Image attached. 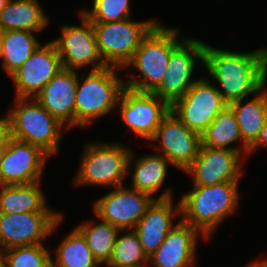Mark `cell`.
Returning <instances> with one entry per match:
<instances>
[{
  "label": "cell",
  "instance_id": "cell-16",
  "mask_svg": "<svg viewBox=\"0 0 267 267\" xmlns=\"http://www.w3.org/2000/svg\"><path fill=\"white\" fill-rule=\"evenodd\" d=\"M63 68L53 41L40 45L10 77L16 86V97L34 98Z\"/></svg>",
  "mask_w": 267,
  "mask_h": 267
},
{
  "label": "cell",
  "instance_id": "cell-22",
  "mask_svg": "<svg viewBox=\"0 0 267 267\" xmlns=\"http://www.w3.org/2000/svg\"><path fill=\"white\" fill-rule=\"evenodd\" d=\"M49 19L38 0H9L0 13V22L4 31L24 30L41 32Z\"/></svg>",
  "mask_w": 267,
  "mask_h": 267
},
{
  "label": "cell",
  "instance_id": "cell-20",
  "mask_svg": "<svg viewBox=\"0 0 267 267\" xmlns=\"http://www.w3.org/2000/svg\"><path fill=\"white\" fill-rule=\"evenodd\" d=\"M170 199H155L138 221L134 231L139 237L144 253L149 258L164 241L173 225V218L181 216L180 202L174 206Z\"/></svg>",
  "mask_w": 267,
  "mask_h": 267
},
{
  "label": "cell",
  "instance_id": "cell-35",
  "mask_svg": "<svg viewBox=\"0 0 267 267\" xmlns=\"http://www.w3.org/2000/svg\"><path fill=\"white\" fill-rule=\"evenodd\" d=\"M6 149H7V146H0V162L3 159V156H4Z\"/></svg>",
  "mask_w": 267,
  "mask_h": 267
},
{
  "label": "cell",
  "instance_id": "cell-27",
  "mask_svg": "<svg viewBox=\"0 0 267 267\" xmlns=\"http://www.w3.org/2000/svg\"><path fill=\"white\" fill-rule=\"evenodd\" d=\"M52 267H99L84 236L74 228L56 249Z\"/></svg>",
  "mask_w": 267,
  "mask_h": 267
},
{
  "label": "cell",
  "instance_id": "cell-29",
  "mask_svg": "<svg viewBox=\"0 0 267 267\" xmlns=\"http://www.w3.org/2000/svg\"><path fill=\"white\" fill-rule=\"evenodd\" d=\"M116 237L111 258L107 267H148L149 258L144 253L140 240L134 229H129L123 235Z\"/></svg>",
  "mask_w": 267,
  "mask_h": 267
},
{
  "label": "cell",
  "instance_id": "cell-26",
  "mask_svg": "<svg viewBox=\"0 0 267 267\" xmlns=\"http://www.w3.org/2000/svg\"><path fill=\"white\" fill-rule=\"evenodd\" d=\"M34 33L36 32L24 30L4 31L1 36L3 45V58L1 61L3 69L8 76L21 67L41 45Z\"/></svg>",
  "mask_w": 267,
  "mask_h": 267
},
{
  "label": "cell",
  "instance_id": "cell-38",
  "mask_svg": "<svg viewBox=\"0 0 267 267\" xmlns=\"http://www.w3.org/2000/svg\"><path fill=\"white\" fill-rule=\"evenodd\" d=\"M4 34V29L2 27V24L0 22V37Z\"/></svg>",
  "mask_w": 267,
  "mask_h": 267
},
{
  "label": "cell",
  "instance_id": "cell-13",
  "mask_svg": "<svg viewBox=\"0 0 267 267\" xmlns=\"http://www.w3.org/2000/svg\"><path fill=\"white\" fill-rule=\"evenodd\" d=\"M124 123L139 137L151 140L170 105L153 92H140L124 87L118 103Z\"/></svg>",
  "mask_w": 267,
  "mask_h": 267
},
{
  "label": "cell",
  "instance_id": "cell-5",
  "mask_svg": "<svg viewBox=\"0 0 267 267\" xmlns=\"http://www.w3.org/2000/svg\"><path fill=\"white\" fill-rule=\"evenodd\" d=\"M121 69L106 67L90 71L86 78H78L75 96V126L86 127L93 120L109 114L117 107L124 80L116 74Z\"/></svg>",
  "mask_w": 267,
  "mask_h": 267
},
{
  "label": "cell",
  "instance_id": "cell-32",
  "mask_svg": "<svg viewBox=\"0 0 267 267\" xmlns=\"http://www.w3.org/2000/svg\"><path fill=\"white\" fill-rule=\"evenodd\" d=\"M11 138L10 120L8 114L0 118V146H8Z\"/></svg>",
  "mask_w": 267,
  "mask_h": 267
},
{
  "label": "cell",
  "instance_id": "cell-33",
  "mask_svg": "<svg viewBox=\"0 0 267 267\" xmlns=\"http://www.w3.org/2000/svg\"><path fill=\"white\" fill-rule=\"evenodd\" d=\"M263 145L267 146V116L257 141L249 148V154Z\"/></svg>",
  "mask_w": 267,
  "mask_h": 267
},
{
  "label": "cell",
  "instance_id": "cell-31",
  "mask_svg": "<svg viewBox=\"0 0 267 267\" xmlns=\"http://www.w3.org/2000/svg\"><path fill=\"white\" fill-rule=\"evenodd\" d=\"M130 0H93V7L81 12L92 23L121 21L131 17Z\"/></svg>",
  "mask_w": 267,
  "mask_h": 267
},
{
  "label": "cell",
  "instance_id": "cell-24",
  "mask_svg": "<svg viewBox=\"0 0 267 267\" xmlns=\"http://www.w3.org/2000/svg\"><path fill=\"white\" fill-rule=\"evenodd\" d=\"M265 86L245 104L243 99L229 104L233 109L243 142L250 148L258 139L267 116V91Z\"/></svg>",
  "mask_w": 267,
  "mask_h": 267
},
{
  "label": "cell",
  "instance_id": "cell-19",
  "mask_svg": "<svg viewBox=\"0 0 267 267\" xmlns=\"http://www.w3.org/2000/svg\"><path fill=\"white\" fill-rule=\"evenodd\" d=\"M198 229L180 220L170 230L158 249L149 257V265L154 267H192L195 263Z\"/></svg>",
  "mask_w": 267,
  "mask_h": 267
},
{
  "label": "cell",
  "instance_id": "cell-37",
  "mask_svg": "<svg viewBox=\"0 0 267 267\" xmlns=\"http://www.w3.org/2000/svg\"><path fill=\"white\" fill-rule=\"evenodd\" d=\"M0 58H3V45H2L1 37H0Z\"/></svg>",
  "mask_w": 267,
  "mask_h": 267
},
{
  "label": "cell",
  "instance_id": "cell-14",
  "mask_svg": "<svg viewBox=\"0 0 267 267\" xmlns=\"http://www.w3.org/2000/svg\"><path fill=\"white\" fill-rule=\"evenodd\" d=\"M150 141H159L155 150L169 160L172 166L186 171L194 162L201 148V135L191 131L170 111L161 121L154 137Z\"/></svg>",
  "mask_w": 267,
  "mask_h": 267
},
{
  "label": "cell",
  "instance_id": "cell-11",
  "mask_svg": "<svg viewBox=\"0 0 267 267\" xmlns=\"http://www.w3.org/2000/svg\"><path fill=\"white\" fill-rule=\"evenodd\" d=\"M81 26L64 25L61 35L52 40L59 51L63 68L77 71L84 66H92L91 71L108 67L98 50L92 22L79 12Z\"/></svg>",
  "mask_w": 267,
  "mask_h": 267
},
{
  "label": "cell",
  "instance_id": "cell-36",
  "mask_svg": "<svg viewBox=\"0 0 267 267\" xmlns=\"http://www.w3.org/2000/svg\"><path fill=\"white\" fill-rule=\"evenodd\" d=\"M9 0H0V13L4 10Z\"/></svg>",
  "mask_w": 267,
  "mask_h": 267
},
{
  "label": "cell",
  "instance_id": "cell-2",
  "mask_svg": "<svg viewBox=\"0 0 267 267\" xmlns=\"http://www.w3.org/2000/svg\"><path fill=\"white\" fill-rule=\"evenodd\" d=\"M239 183L224 182L210 186H193L180 199L181 220L198 229L207 239L217 226L238 207Z\"/></svg>",
  "mask_w": 267,
  "mask_h": 267
},
{
  "label": "cell",
  "instance_id": "cell-8",
  "mask_svg": "<svg viewBox=\"0 0 267 267\" xmlns=\"http://www.w3.org/2000/svg\"><path fill=\"white\" fill-rule=\"evenodd\" d=\"M172 196L169 189L155 198L148 193L121 185L96 200L93 211L98 219L109 222L120 230H129L137 226L155 199H170Z\"/></svg>",
  "mask_w": 267,
  "mask_h": 267
},
{
  "label": "cell",
  "instance_id": "cell-15",
  "mask_svg": "<svg viewBox=\"0 0 267 267\" xmlns=\"http://www.w3.org/2000/svg\"><path fill=\"white\" fill-rule=\"evenodd\" d=\"M48 157L40 147L10 138L0 162V185H26L41 181Z\"/></svg>",
  "mask_w": 267,
  "mask_h": 267
},
{
  "label": "cell",
  "instance_id": "cell-1",
  "mask_svg": "<svg viewBox=\"0 0 267 267\" xmlns=\"http://www.w3.org/2000/svg\"><path fill=\"white\" fill-rule=\"evenodd\" d=\"M203 65L219 85L217 90L229 105L256 94L267 80V51L233 52L206 44Z\"/></svg>",
  "mask_w": 267,
  "mask_h": 267
},
{
  "label": "cell",
  "instance_id": "cell-25",
  "mask_svg": "<svg viewBox=\"0 0 267 267\" xmlns=\"http://www.w3.org/2000/svg\"><path fill=\"white\" fill-rule=\"evenodd\" d=\"M133 156L134 153L131 152L128 160V174L130 166L134 167L131 188L148 193L153 197L165 181L168 164H172L159 153L143 155L138 159H134Z\"/></svg>",
  "mask_w": 267,
  "mask_h": 267
},
{
  "label": "cell",
  "instance_id": "cell-6",
  "mask_svg": "<svg viewBox=\"0 0 267 267\" xmlns=\"http://www.w3.org/2000/svg\"><path fill=\"white\" fill-rule=\"evenodd\" d=\"M131 149L122 143H89L85 145L80 167L73 184L107 186L123 185L128 174Z\"/></svg>",
  "mask_w": 267,
  "mask_h": 267
},
{
  "label": "cell",
  "instance_id": "cell-12",
  "mask_svg": "<svg viewBox=\"0 0 267 267\" xmlns=\"http://www.w3.org/2000/svg\"><path fill=\"white\" fill-rule=\"evenodd\" d=\"M60 212L0 213V251L43 244L63 220Z\"/></svg>",
  "mask_w": 267,
  "mask_h": 267
},
{
  "label": "cell",
  "instance_id": "cell-23",
  "mask_svg": "<svg viewBox=\"0 0 267 267\" xmlns=\"http://www.w3.org/2000/svg\"><path fill=\"white\" fill-rule=\"evenodd\" d=\"M236 141H240L242 144L236 147H229ZM201 146L213 149L235 150L243 155H249V147L242 140L235 113L229 105L217 115L201 134Z\"/></svg>",
  "mask_w": 267,
  "mask_h": 267
},
{
  "label": "cell",
  "instance_id": "cell-18",
  "mask_svg": "<svg viewBox=\"0 0 267 267\" xmlns=\"http://www.w3.org/2000/svg\"><path fill=\"white\" fill-rule=\"evenodd\" d=\"M78 72L61 68L34 97L54 118L67 129L75 126V96Z\"/></svg>",
  "mask_w": 267,
  "mask_h": 267
},
{
  "label": "cell",
  "instance_id": "cell-7",
  "mask_svg": "<svg viewBox=\"0 0 267 267\" xmlns=\"http://www.w3.org/2000/svg\"><path fill=\"white\" fill-rule=\"evenodd\" d=\"M157 24L130 18L107 23H92L101 57L108 67L124 69L139 48L142 39Z\"/></svg>",
  "mask_w": 267,
  "mask_h": 267
},
{
  "label": "cell",
  "instance_id": "cell-3",
  "mask_svg": "<svg viewBox=\"0 0 267 267\" xmlns=\"http://www.w3.org/2000/svg\"><path fill=\"white\" fill-rule=\"evenodd\" d=\"M179 36V37H178ZM178 28L157 23L142 39L139 48L125 68L138 70L142 79L133 75L125 87L140 92H153L162 82L171 52L184 40Z\"/></svg>",
  "mask_w": 267,
  "mask_h": 267
},
{
  "label": "cell",
  "instance_id": "cell-17",
  "mask_svg": "<svg viewBox=\"0 0 267 267\" xmlns=\"http://www.w3.org/2000/svg\"><path fill=\"white\" fill-rule=\"evenodd\" d=\"M241 155L235 150L201 146L198 156L185 172L193 176V186L239 182L243 172Z\"/></svg>",
  "mask_w": 267,
  "mask_h": 267
},
{
  "label": "cell",
  "instance_id": "cell-9",
  "mask_svg": "<svg viewBox=\"0 0 267 267\" xmlns=\"http://www.w3.org/2000/svg\"><path fill=\"white\" fill-rule=\"evenodd\" d=\"M228 104L207 78L197 79L171 106L172 111L191 131L202 134Z\"/></svg>",
  "mask_w": 267,
  "mask_h": 267
},
{
  "label": "cell",
  "instance_id": "cell-21",
  "mask_svg": "<svg viewBox=\"0 0 267 267\" xmlns=\"http://www.w3.org/2000/svg\"><path fill=\"white\" fill-rule=\"evenodd\" d=\"M0 185V213L58 212L46 206V196L39 184Z\"/></svg>",
  "mask_w": 267,
  "mask_h": 267
},
{
  "label": "cell",
  "instance_id": "cell-10",
  "mask_svg": "<svg viewBox=\"0 0 267 267\" xmlns=\"http://www.w3.org/2000/svg\"><path fill=\"white\" fill-rule=\"evenodd\" d=\"M206 43L194 38H185L169 57L166 73L161 84L153 91L170 106L193 85L196 62L204 61Z\"/></svg>",
  "mask_w": 267,
  "mask_h": 267
},
{
  "label": "cell",
  "instance_id": "cell-4",
  "mask_svg": "<svg viewBox=\"0 0 267 267\" xmlns=\"http://www.w3.org/2000/svg\"><path fill=\"white\" fill-rule=\"evenodd\" d=\"M8 117L11 138L38 146L49 156L59 151L65 126L35 98L16 97V104Z\"/></svg>",
  "mask_w": 267,
  "mask_h": 267
},
{
  "label": "cell",
  "instance_id": "cell-39",
  "mask_svg": "<svg viewBox=\"0 0 267 267\" xmlns=\"http://www.w3.org/2000/svg\"><path fill=\"white\" fill-rule=\"evenodd\" d=\"M0 267H6L2 261L0 262Z\"/></svg>",
  "mask_w": 267,
  "mask_h": 267
},
{
  "label": "cell",
  "instance_id": "cell-28",
  "mask_svg": "<svg viewBox=\"0 0 267 267\" xmlns=\"http://www.w3.org/2000/svg\"><path fill=\"white\" fill-rule=\"evenodd\" d=\"M75 228L84 236L99 264L106 265L111 258L120 229L103 220L97 224L94 221L84 222Z\"/></svg>",
  "mask_w": 267,
  "mask_h": 267
},
{
  "label": "cell",
  "instance_id": "cell-34",
  "mask_svg": "<svg viewBox=\"0 0 267 267\" xmlns=\"http://www.w3.org/2000/svg\"><path fill=\"white\" fill-rule=\"evenodd\" d=\"M249 267H267V259L265 258V260H255L253 262H251L249 265Z\"/></svg>",
  "mask_w": 267,
  "mask_h": 267
},
{
  "label": "cell",
  "instance_id": "cell-30",
  "mask_svg": "<svg viewBox=\"0 0 267 267\" xmlns=\"http://www.w3.org/2000/svg\"><path fill=\"white\" fill-rule=\"evenodd\" d=\"M44 244L17 246L1 251L6 267H52V256Z\"/></svg>",
  "mask_w": 267,
  "mask_h": 267
}]
</instances>
